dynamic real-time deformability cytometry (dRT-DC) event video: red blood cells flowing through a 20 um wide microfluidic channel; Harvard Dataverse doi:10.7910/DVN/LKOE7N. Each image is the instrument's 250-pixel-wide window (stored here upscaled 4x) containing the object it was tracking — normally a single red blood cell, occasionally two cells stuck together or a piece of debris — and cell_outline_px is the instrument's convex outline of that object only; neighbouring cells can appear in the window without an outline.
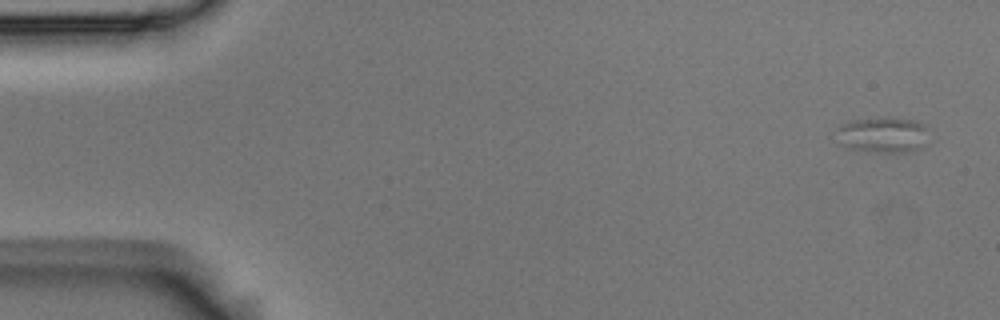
{"species": "Egyptian fruit bat (a non-hibernating species)", "species_latin": "Rousettus aegyptiacus", "temperature_condition": "room temperature", "stored_images_in_passage": 5, "camera_frame_rate_fps": 3000, "um_per_image_px": 0.085, "animal": {"sex": "male"}, "frame": {"image": 1, "passage_image": 1, "time_ms": 0.0, "image_size_px": [1000, 320], "cell_outline_px": [[928, 124], [920, 148], [916, 152], [868, 152], [848, 148], [840, 144], [836, 128], [840, 124], [852, 120], [884, 116], [892, 116], [916, 120]], "centroid_in_image_um": [75.02, 11.43], "position_along_channel_um": 10.0, "area_um2": 19.71}}
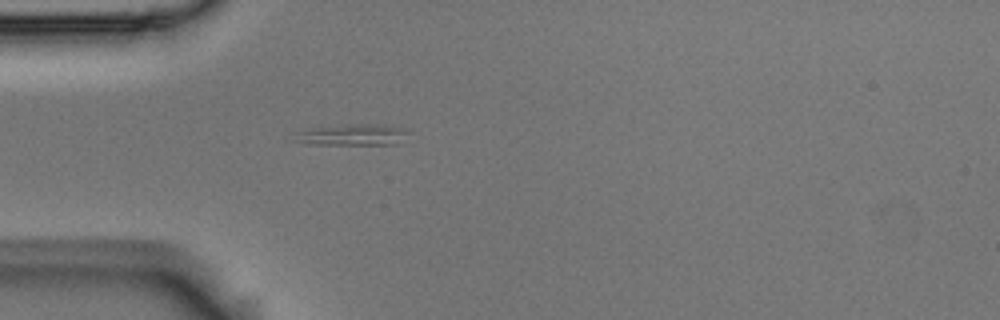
{"frame": {"image": 2, "passage_image": 5, "time_ms": 1.333, "image_size_px": [1000, 320], "cell_outline_px": [[408, 132], [396, 144], [316, 144], [300, 140], [296, 132], [312, 128], [348, 124], [384, 124], [404, 128]], "centroid_in_image_um": [30.06, 11.43], "position_along_channel_um": 54.9, "area_um2": 13.53}}